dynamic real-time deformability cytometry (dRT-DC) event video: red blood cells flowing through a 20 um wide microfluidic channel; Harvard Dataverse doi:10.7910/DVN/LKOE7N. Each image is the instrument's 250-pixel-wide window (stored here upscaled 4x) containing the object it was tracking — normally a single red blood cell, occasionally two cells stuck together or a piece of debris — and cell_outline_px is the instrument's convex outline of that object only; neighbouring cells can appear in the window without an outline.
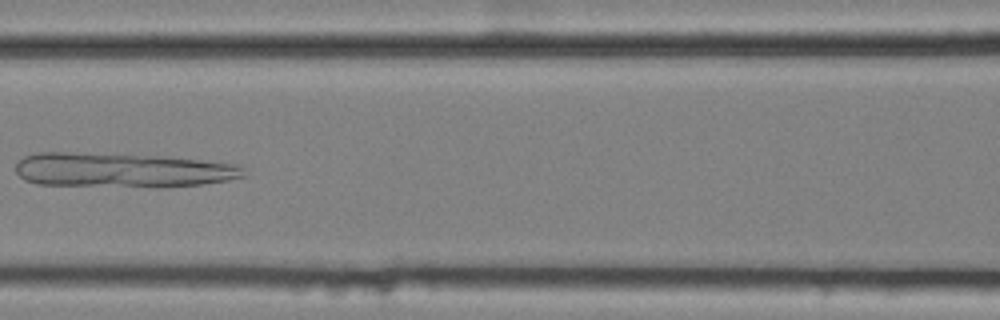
{"species": "common noctule bat (a hibernating species)", "species_latin": "Nyctalus noctula", "temperature_condition": "cold", "stored_images_in_passage": 11, "camera_frame_rate_fps": 3000, "um_per_image_px": 0.085, "animal": {"sex": "female", "body_mass_g": 25.1}, "frame": {"image": 1, "passage_image": 7, "time_ms": 2.0, "image_size_px": [1000, 320], "cell_outline_px": [[244, 176], [228, 180], [200, 184], [36, 184], [24, 180], [16, 172], [16, 164], [24, 156], [40, 152], [72, 152], [160, 156], [240, 164], [244, 168]], "centroid_in_image_um": [10.34, 14.4], "position_along_channel_um": 156.3, "area_um2": 43.99}}
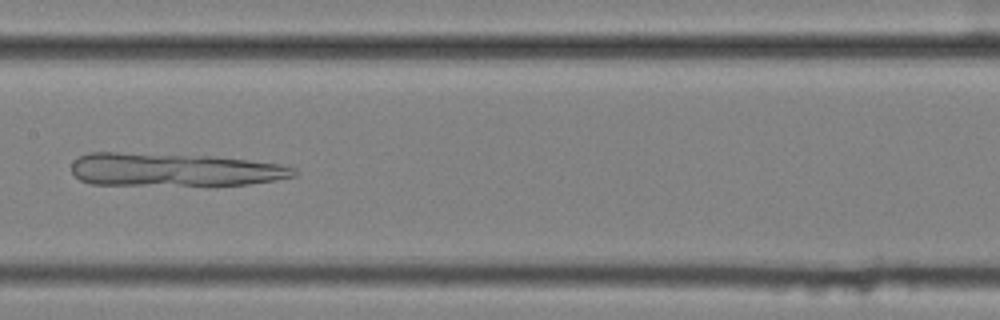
{"frame": {"image": 2, "passage_image": 8, "time_ms": 2.333, "image_size_px": [1000, 320], "cell_outline_px": [[296, 176], [276, 180], [248, 184], [92, 184], [80, 180], [72, 172], [72, 160], [88, 152], [120, 152], [212, 156], [248, 160], [280, 164], [296, 168]], "centroid_in_image_um": [14.77, 14.4], "position_along_channel_um": 192.6, "area_um2": 42.6}}